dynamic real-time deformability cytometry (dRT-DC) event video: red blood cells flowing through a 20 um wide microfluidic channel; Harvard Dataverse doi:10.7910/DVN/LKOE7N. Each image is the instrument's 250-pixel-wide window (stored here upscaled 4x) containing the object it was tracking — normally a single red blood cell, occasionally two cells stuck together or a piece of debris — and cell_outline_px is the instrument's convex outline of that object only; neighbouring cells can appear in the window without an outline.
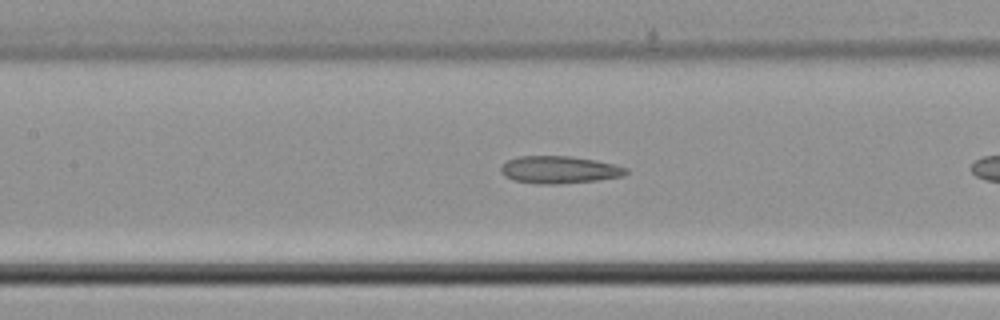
{"species": "common noctule bat (a hibernating species)", "species_latin": "Nyctalus noctula", "temperature_condition": "cold", "stored_images_in_passage": 9, "camera_frame_rate_fps": 3000, "um_per_image_px": 0.085, "animal": {"sex": "male", "body_mass_g": 21.5, "forearm_length_mm": 52.0}, "frame": {"image": 1, "passage_image": 8, "time_ms": 2.333, "image_size_px": [1000, 320], "cell_outline_px": [[628, 172], [624, 176], [600, 180], [560, 184], [536, 184], [512, 180], [504, 176], [500, 172], [500, 168], [508, 160], [520, 156], [568, 156], [596, 160], [616, 164], [628, 168]], "centroid_in_image_um": [47.56, 14.44], "position_along_channel_um": 159.8, "area_um2": 20.23}}